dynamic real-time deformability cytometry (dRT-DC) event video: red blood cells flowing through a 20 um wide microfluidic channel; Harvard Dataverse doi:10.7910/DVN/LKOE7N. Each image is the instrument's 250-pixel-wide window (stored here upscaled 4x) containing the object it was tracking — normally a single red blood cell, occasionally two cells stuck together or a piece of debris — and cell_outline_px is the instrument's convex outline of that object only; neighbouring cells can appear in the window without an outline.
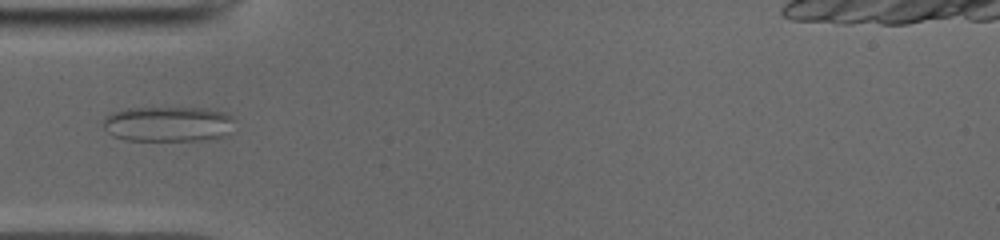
{"species": "common noctule bat (a hibernating species)", "species_latin": "Nyctalus noctula", "temperature_condition": "cold", "stored_images_in_passage": 50, "camera_frame_rate_fps": 3000, "um_per_image_px": 0.085, "animal": {"sex": "male", "body_mass_g": 19.0, "forearm_length_mm": 50.8}, "frame": {"image": 1, "passage_image": 15, "time_ms": 4.667, "image_size_px": [1000, 240], "cell_outline_px": [[232, 120], [228, 132], [224, 136], [200, 140], [124, 140], [112, 136], [104, 128], [104, 120], [112, 112], [124, 108], [208, 108], [224, 112], [232, 116]], "centroid_in_image_um": [14.25, 10.53], "position_along_channel_um": 70.8, "area_um2": 26.82}}
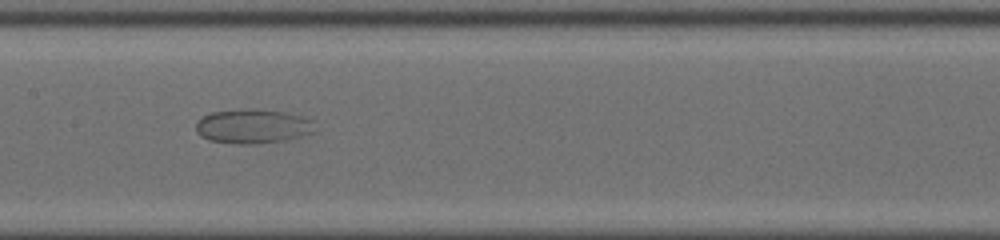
{"frame": {"image": 2, "passage_image": 24, "time_ms": 7.667, "image_size_px": [1000, 240], "cell_outline_px": [[312, 132], [280, 140], [256, 144], [236, 144], [208, 140], [200, 136], [196, 128], [196, 120], [212, 112], [248, 108], [252, 108], [284, 112], [300, 116], [312, 120]], "centroid_in_image_um": [21.39, 10.72], "position_along_channel_um": 186.0, "area_um2": 23.41}}
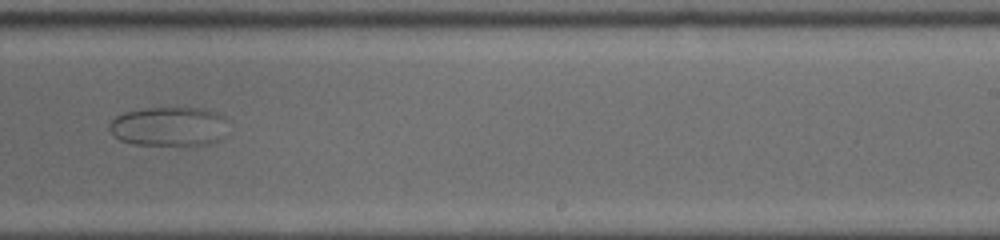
{"frame": {"image": 3, "passage_image": 31, "time_ms": 10.0, "image_size_px": [1000, 240], "cell_outline_px": [[228, 120], [220, 140], [212, 144], [184, 148], [132, 144], [120, 140], [112, 136], [108, 128], [108, 124], [116, 116], [124, 112], [140, 108], [204, 108], [220, 112]], "centroid_in_image_um": [14.37, 10.79], "position_along_channel_um": 274.6, "area_um2": 28.61}}